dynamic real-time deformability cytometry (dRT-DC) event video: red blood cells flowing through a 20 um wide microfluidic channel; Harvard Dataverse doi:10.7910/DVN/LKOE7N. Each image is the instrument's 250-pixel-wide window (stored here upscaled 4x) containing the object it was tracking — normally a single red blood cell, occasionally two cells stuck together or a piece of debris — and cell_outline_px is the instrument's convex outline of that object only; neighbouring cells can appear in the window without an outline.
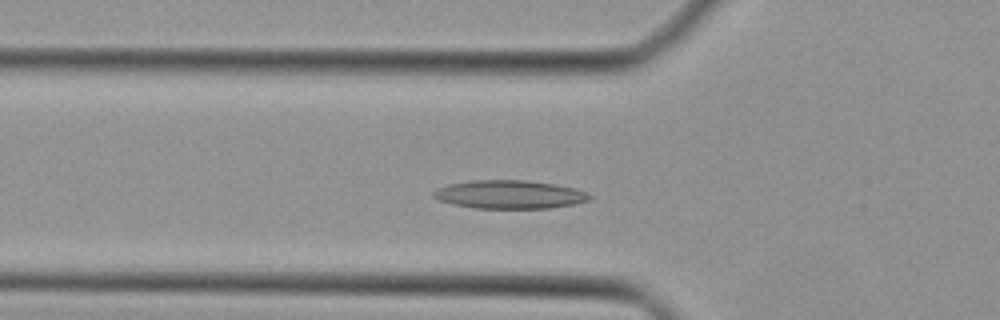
{"species": "Egyptian fruit bat (a non-hibernating species)", "species_latin": "Rousettus aegyptiacus", "temperature_condition": "cold", "stored_images_in_passage": 23, "camera_frame_rate_fps": 3000, "um_per_image_px": 0.085, "animal": {"sex": "female"}, "frame": {"image": 1, "passage_image": 8, "time_ms": 2.333, "image_size_px": [1000, 320], "cell_outline_px": [[592, 200], [572, 204], [548, 208], [472, 208], [440, 200], [432, 196], [432, 192], [448, 184], [472, 180], [524, 180], [552, 184], [572, 188], [584, 192], [592, 196]], "centroid_in_image_um": [43.29, 16.53], "position_along_channel_um": 82.5, "area_um2": 25.43}}
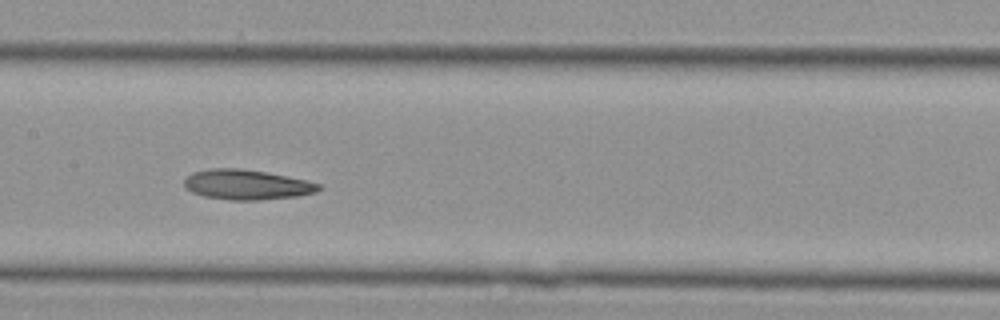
{"frame": {"image": 2, "passage_image": 15, "time_ms": 4.667, "image_size_px": [1000, 320], "cell_outline_px": [[320, 188], [316, 192], [296, 196], [256, 200], [228, 200], [204, 196], [192, 192], [184, 188], [184, 180], [192, 172], [212, 168], [236, 168], [264, 172], [304, 180], [320, 184]], "centroid_in_image_um": [20.91, 15.7], "position_along_channel_um": 186.5, "area_um2": 23.18}}
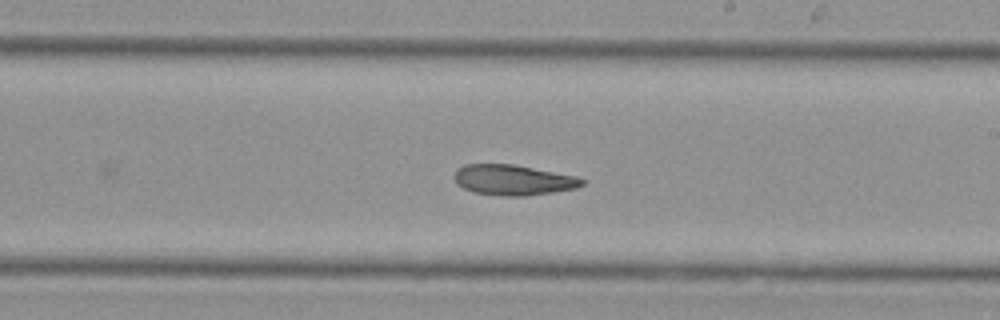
{"frame": {"image": 3, "passage_image": 19, "time_ms": 6.0, "image_size_px": [1000, 320], "cell_outline_px": [[584, 184], [576, 188], [552, 192], [524, 196], [504, 196], [472, 192], [456, 184], [456, 168], [464, 164], [512, 164], [576, 176], [584, 180]], "centroid_in_image_um": [43.6, 15.3], "position_along_channel_um": 245.4, "area_um2": 22.48}}